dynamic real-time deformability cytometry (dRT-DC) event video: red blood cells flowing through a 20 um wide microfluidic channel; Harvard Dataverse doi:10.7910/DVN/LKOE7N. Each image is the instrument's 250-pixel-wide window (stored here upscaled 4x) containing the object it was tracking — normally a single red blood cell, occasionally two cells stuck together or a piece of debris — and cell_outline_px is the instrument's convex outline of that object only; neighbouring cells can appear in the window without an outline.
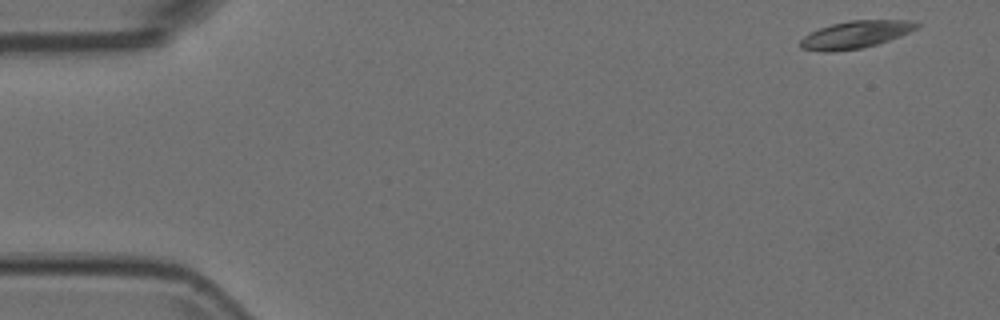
{"species": "Egyptian fruit bat (a non-hibernating species)", "species_latin": "Rousettus aegyptiacus", "temperature_condition": "room temperature", "stored_images_in_passage": 13, "camera_frame_rate_fps": 3000, "um_per_image_px": 0.085, "animal": {"sex": "female"}, "frame": {"image": 1, "passage_image": 1, "time_ms": 0.0, "image_size_px": [1000, 320], "cell_outline_px": [[920, 24], [916, 28], [900, 36], [876, 44], [860, 48], [832, 52], [824, 52], [800, 48], [800, 40], [804, 36], [820, 28], [832, 24], [848, 20], [908, 20]], "centroid_in_image_um": [72.68, 2.94], "position_along_channel_um": 12.3, "area_um2": 18.32}}